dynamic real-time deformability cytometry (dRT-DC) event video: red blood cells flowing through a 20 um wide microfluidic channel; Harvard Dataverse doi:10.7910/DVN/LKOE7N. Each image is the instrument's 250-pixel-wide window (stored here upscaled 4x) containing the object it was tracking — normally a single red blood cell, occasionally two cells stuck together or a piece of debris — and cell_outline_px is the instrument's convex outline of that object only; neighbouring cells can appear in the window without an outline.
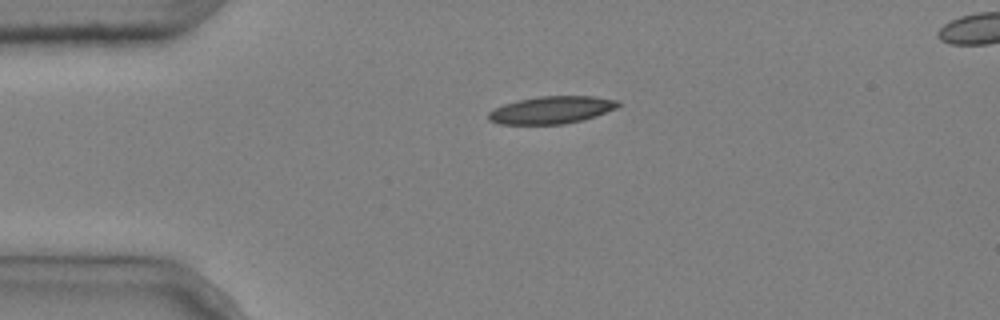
{"species": "common noctule bat (a hibernating species)", "species_latin": "Nyctalus noctula", "temperature_condition": "cold", "stored_images_in_passage": 3, "segment_of_instrument_passage": [1, 2], "camera_frame_rate_fps": 3000, "um_per_image_px": 0.085, "animal": {"sex": "male", "body_mass_g": 20.4}, "frame": {"image": 1, "passage_image": 1, "time_ms": 0.0, "image_size_px": [1000, 320], "cell_outline_px": [[620, 104], [616, 108], [596, 116], [564, 124], [500, 124], [488, 120], [488, 112], [504, 104], [516, 100], [536, 96], [596, 96], [620, 100]], "centroid_in_image_um": [46.89, 9.33], "position_along_channel_um": 38.1, "area_um2": 20.81}}